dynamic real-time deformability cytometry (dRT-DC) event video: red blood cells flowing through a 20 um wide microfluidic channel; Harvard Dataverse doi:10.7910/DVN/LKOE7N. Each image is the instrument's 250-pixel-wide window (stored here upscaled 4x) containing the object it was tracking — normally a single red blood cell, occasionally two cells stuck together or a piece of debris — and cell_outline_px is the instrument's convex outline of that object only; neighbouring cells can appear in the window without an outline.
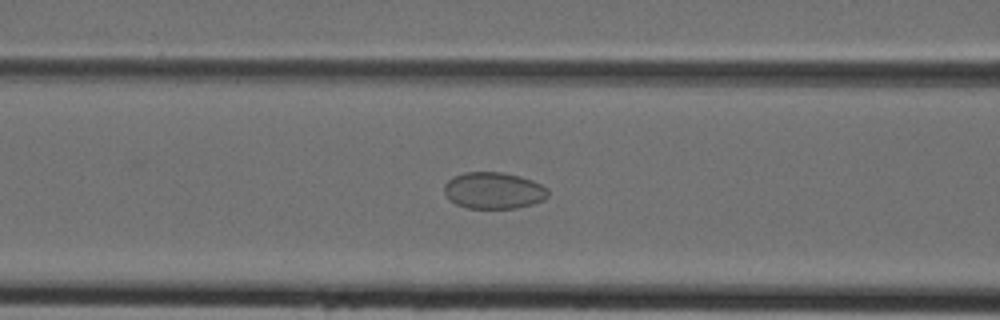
{"species": "Egyptian fruit bat (a non-hibernating species)", "species_latin": "Rousettus aegyptiacus", "temperature_condition": "cold", "stored_images_in_passage": 24, "camera_frame_rate_fps": 3000, "um_per_image_px": 0.085, "animal": {"sex": "female"}, "frame": {"image": 1, "passage_image": 14, "time_ms": 4.333, "image_size_px": [1000, 320], "cell_outline_px": [[548, 196], [544, 200], [532, 204], [516, 208], [468, 208], [456, 204], [444, 192], [444, 184], [452, 176], [464, 172], [500, 172], [520, 176], [532, 180], [548, 188]], "centroid_in_image_um": [41.97, 16.19], "position_along_channel_um": 124.6, "area_um2": 22.14}}
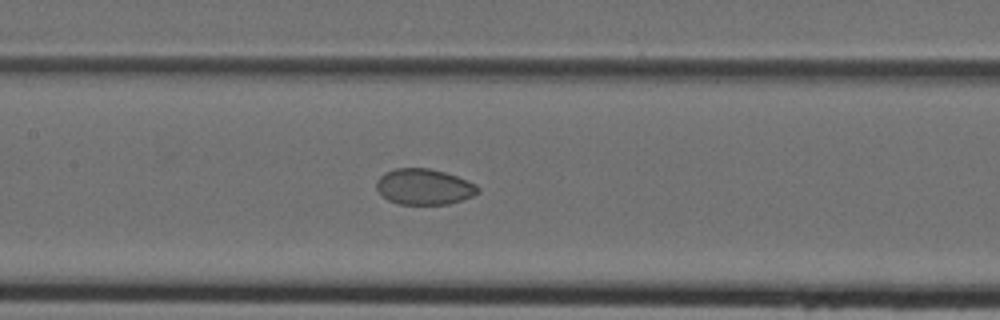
{"frame": {"image": 2, "passage_image": 17, "time_ms": 5.333, "image_size_px": [1000, 320], "cell_outline_px": [[480, 192], [472, 196], [448, 204], [400, 204], [388, 200], [376, 188], [376, 180], [384, 172], [396, 168], [428, 168], [444, 172], [468, 180], [476, 184], [480, 188]], "centroid_in_image_um": [36.05, 15.87], "position_along_channel_um": 171.4, "area_um2": 21.15}}
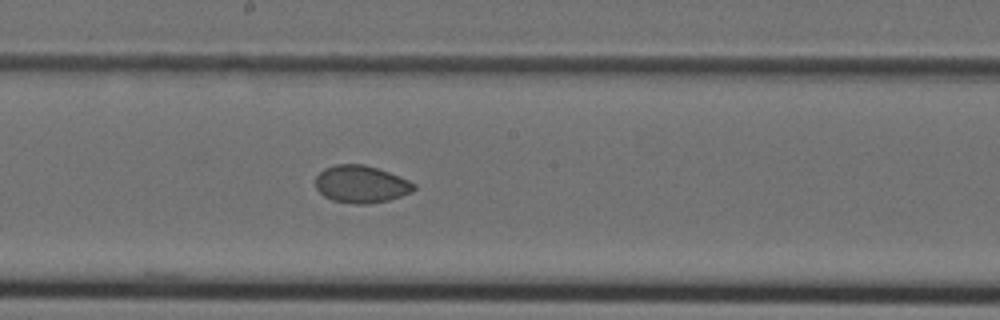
{"frame": {"image": 3, "passage_image": 20, "time_ms": 6.333, "image_size_px": [1000, 320], "cell_outline_px": [[416, 188], [412, 192], [388, 200], [368, 204], [356, 204], [332, 200], [324, 196], [316, 188], [316, 176], [324, 168], [336, 164], [364, 164], [388, 172], [408, 180], [416, 184]], "centroid_in_image_um": [30.69, 15.65], "position_along_channel_um": 217.5, "area_um2": 21.33}}